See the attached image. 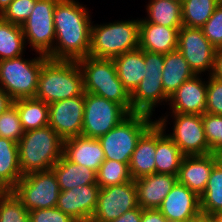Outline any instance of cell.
Returning <instances> with one entry per match:
<instances>
[{
  "instance_id": "1",
  "label": "cell",
  "mask_w": 222,
  "mask_h": 222,
  "mask_svg": "<svg viewBox=\"0 0 222 222\" xmlns=\"http://www.w3.org/2000/svg\"><path fill=\"white\" fill-rule=\"evenodd\" d=\"M91 15L77 0H59L53 15L55 42L47 55L52 60H78L89 56ZM56 44V45H55Z\"/></svg>"
},
{
  "instance_id": "2",
  "label": "cell",
  "mask_w": 222,
  "mask_h": 222,
  "mask_svg": "<svg viewBox=\"0 0 222 222\" xmlns=\"http://www.w3.org/2000/svg\"><path fill=\"white\" fill-rule=\"evenodd\" d=\"M85 96L83 77L77 61L47 59L38 78L35 98L47 104Z\"/></svg>"
},
{
  "instance_id": "3",
  "label": "cell",
  "mask_w": 222,
  "mask_h": 222,
  "mask_svg": "<svg viewBox=\"0 0 222 222\" xmlns=\"http://www.w3.org/2000/svg\"><path fill=\"white\" fill-rule=\"evenodd\" d=\"M64 139L49 125L25 131L18 142L19 167L21 174L45 171L63 155Z\"/></svg>"
},
{
  "instance_id": "4",
  "label": "cell",
  "mask_w": 222,
  "mask_h": 222,
  "mask_svg": "<svg viewBox=\"0 0 222 222\" xmlns=\"http://www.w3.org/2000/svg\"><path fill=\"white\" fill-rule=\"evenodd\" d=\"M76 61L82 73L84 92L118 103L132 113L131 94L118 78L113 59L86 56Z\"/></svg>"
},
{
  "instance_id": "5",
  "label": "cell",
  "mask_w": 222,
  "mask_h": 222,
  "mask_svg": "<svg viewBox=\"0 0 222 222\" xmlns=\"http://www.w3.org/2000/svg\"><path fill=\"white\" fill-rule=\"evenodd\" d=\"M139 18L91 26L89 56L114 59L139 48Z\"/></svg>"
},
{
  "instance_id": "6",
  "label": "cell",
  "mask_w": 222,
  "mask_h": 222,
  "mask_svg": "<svg viewBox=\"0 0 222 222\" xmlns=\"http://www.w3.org/2000/svg\"><path fill=\"white\" fill-rule=\"evenodd\" d=\"M152 116L130 113L113 129L98 138L105 160L129 165L132 154L141 136L156 122Z\"/></svg>"
},
{
  "instance_id": "7",
  "label": "cell",
  "mask_w": 222,
  "mask_h": 222,
  "mask_svg": "<svg viewBox=\"0 0 222 222\" xmlns=\"http://www.w3.org/2000/svg\"><path fill=\"white\" fill-rule=\"evenodd\" d=\"M47 59L39 53L31 60L23 59L22 55L0 60V87L13 101L35 97L42 64Z\"/></svg>"
},
{
  "instance_id": "8",
  "label": "cell",
  "mask_w": 222,
  "mask_h": 222,
  "mask_svg": "<svg viewBox=\"0 0 222 222\" xmlns=\"http://www.w3.org/2000/svg\"><path fill=\"white\" fill-rule=\"evenodd\" d=\"M144 61L146 66L143 79L131 93L132 113L152 116L158 104L169 100V96L163 89L161 78L164 54L144 50Z\"/></svg>"
},
{
  "instance_id": "9",
  "label": "cell",
  "mask_w": 222,
  "mask_h": 222,
  "mask_svg": "<svg viewBox=\"0 0 222 222\" xmlns=\"http://www.w3.org/2000/svg\"><path fill=\"white\" fill-rule=\"evenodd\" d=\"M12 191L30 212L56 207L60 188L53 170L49 169L23 175Z\"/></svg>"
},
{
  "instance_id": "10",
  "label": "cell",
  "mask_w": 222,
  "mask_h": 222,
  "mask_svg": "<svg viewBox=\"0 0 222 222\" xmlns=\"http://www.w3.org/2000/svg\"><path fill=\"white\" fill-rule=\"evenodd\" d=\"M129 114L122 105L85 92L81 135L98 139L118 125Z\"/></svg>"
},
{
  "instance_id": "11",
  "label": "cell",
  "mask_w": 222,
  "mask_h": 222,
  "mask_svg": "<svg viewBox=\"0 0 222 222\" xmlns=\"http://www.w3.org/2000/svg\"><path fill=\"white\" fill-rule=\"evenodd\" d=\"M59 0H37L30 17L21 25L25 43L38 54L48 55L54 48V9Z\"/></svg>"
},
{
  "instance_id": "12",
  "label": "cell",
  "mask_w": 222,
  "mask_h": 222,
  "mask_svg": "<svg viewBox=\"0 0 222 222\" xmlns=\"http://www.w3.org/2000/svg\"><path fill=\"white\" fill-rule=\"evenodd\" d=\"M177 50L184 56L195 75L206 71L209 75L212 74L216 48L204 36L201 28L182 26L179 30Z\"/></svg>"
},
{
  "instance_id": "13",
  "label": "cell",
  "mask_w": 222,
  "mask_h": 222,
  "mask_svg": "<svg viewBox=\"0 0 222 222\" xmlns=\"http://www.w3.org/2000/svg\"><path fill=\"white\" fill-rule=\"evenodd\" d=\"M138 207L135 181L100 188L97 206L90 222H109Z\"/></svg>"
},
{
  "instance_id": "14",
  "label": "cell",
  "mask_w": 222,
  "mask_h": 222,
  "mask_svg": "<svg viewBox=\"0 0 222 222\" xmlns=\"http://www.w3.org/2000/svg\"><path fill=\"white\" fill-rule=\"evenodd\" d=\"M174 126L172 134L167 135L180 148L184 156L207 155L211 153L208 145L202 115L172 113Z\"/></svg>"
},
{
  "instance_id": "15",
  "label": "cell",
  "mask_w": 222,
  "mask_h": 222,
  "mask_svg": "<svg viewBox=\"0 0 222 222\" xmlns=\"http://www.w3.org/2000/svg\"><path fill=\"white\" fill-rule=\"evenodd\" d=\"M85 96H76L49 105L48 125L63 139L81 135Z\"/></svg>"
},
{
  "instance_id": "16",
  "label": "cell",
  "mask_w": 222,
  "mask_h": 222,
  "mask_svg": "<svg viewBox=\"0 0 222 222\" xmlns=\"http://www.w3.org/2000/svg\"><path fill=\"white\" fill-rule=\"evenodd\" d=\"M100 187L89 184L60 191L56 208L76 222H90L95 212Z\"/></svg>"
},
{
  "instance_id": "17",
  "label": "cell",
  "mask_w": 222,
  "mask_h": 222,
  "mask_svg": "<svg viewBox=\"0 0 222 222\" xmlns=\"http://www.w3.org/2000/svg\"><path fill=\"white\" fill-rule=\"evenodd\" d=\"M199 77L201 75H194L171 94L168 100L171 113L191 115H202L205 113L207 81Z\"/></svg>"
},
{
  "instance_id": "18",
  "label": "cell",
  "mask_w": 222,
  "mask_h": 222,
  "mask_svg": "<svg viewBox=\"0 0 222 222\" xmlns=\"http://www.w3.org/2000/svg\"><path fill=\"white\" fill-rule=\"evenodd\" d=\"M158 210L168 222L189 220L201 213L200 197L177 181Z\"/></svg>"
},
{
  "instance_id": "19",
  "label": "cell",
  "mask_w": 222,
  "mask_h": 222,
  "mask_svg": "<svg viewBox=\"0 0 222 222\" xmlns=\"http://www.w3.org/2000/svg\"><path fill=\"white\" fill-rule=\"evenodd\" d=\"M216 163L214 153L184 156L177 180L200 197L206 189L211 171Z\"/></svg>"
},
{
  "instance_id": "20",
  "label": "cell",
  "mask_w": 222,
  "mask_h": 222,
  "mask_svg": "<svg viewBox=\"0 0 222 222\" xmlns=\"http://www.w3.org/2000/svg\"><path fill=\"white\" fill-rule=\"evenodd\" d=\"M134 181L138 206L141 209H158L178 180L175 175L154 173Z\"/></svg>"
},
{
  "instance_id": "21",
  "label": "cell",
  "mask_w": 222,
  "mask_h": 222,
  "mask_svg": "<svg viewBox=\"0 0 222 222\" xmlns=\"http://www.w3.org/2000/svg\"><path fill=\"white\" fill-rule=\"evenodd\" d=\"M63 155L69 161L90 168L95 172H98L105 161L100 141L83 135L64 139Z\"/></svg>"
},
{
  "instance_id": "22",
  "label": "cell",
  "mask_w": 222,
  "mask_h": 222,
  "mask_svg": "<svg viewBox=\"0 0 222 222\" xmlns=\"http://www.w3.org/2000/svg\"><path fill=\"white\" fill-rule=\"evenodd\" d=\"M167 117L156 119V173L177 176L184 155L166 134Z\"/></svg>"
},
{
  "instance_id": "23",
  "label": "cell",
  "mask_w": 222,
  "mask_h": 222,
  "mask_svg": "<svg viewBox=\"0 0 222 222\" xmlns=\"http://www.w3.org/2000/svg\"><path fill=\"white\" fill-rule=\"evenodd\" d=\"M180 28L149 22L139 24V48L152 53L167 54L177 50Z\"/></svg>"
},
{
  "instance_id": "24",
  "label": "cell",
  "mask_w": 222,
  "mask_h": 222,
  "mask_svg": "<svg viewBox=\"0 0 222 222\" xmlns=\"http://www.w3.org/2000/svg\"><path fill=\"white\" fill-rule=\"evenodd\" d=\"M156 122L141 136L132 154L129 170L133 180L156 173Z\"/></svg>"
},
{
  "instance_id": "25",
  "label": "cell",
  "mask_w": 222,
  "mask_h": 222,
  "mask_svg": "<svg viewBox=\"0 0 222 222\" xmlns=\"http://www.w3.org/2000/svg\"><path fill=\"white\" fill-rule=\"evenodd\" d=\"M51 169L56 176L60 191L97 184V172L69 161L64 155L61 156Z\"/></svg>"
},
{
  "instance_id": "26",
  "label": "cell",
  "mask_w": 222,
  "mask_h": 222,
  "mask_svg": "<svg viewBox=\"0 0 222 222\" xmlns=\"http://www.w3.org/2000/svg\"><path fill=\"white\" fill-rule=\"evenodd\" d=\"M118 78L131 94L141 82L145 72L144 50L137 48L114 59Z\"/></svg>"
},
{
  "instance_id": "27",
  "label": "cell",
  "mask_w": 222,
  "mask_h": 222,
  "mask_svg": "<svg viewBox=\"0 0 222 222\" xmlns=\"http://www.w3.org/2000/svg\"><path fill=\"white\" fill-rule=\"evenodd\" d=\"M22 177L18 143L0 137V191L12 190Z\"/></svg>"
},
{
  "instance_id": "28",
  "label": "cell",
  "mask_w": 222,
  "mask_h": 222,
  "mask_svg": "<svg viewBox=\"0 0 222 222\" xmlns=\"http://www.w3.org/2000/svg\"><path fill=\"white\" fill-rule=\"evenodd\" d=\"M162 84L165 93L170 97L181 84L191 79L195 73L190 69L184 56L178 51L164 54Z\"/></svg>"
},
{
  "instance_id": "29",
  "label": "cell",
  "mask_w": 222,
  "mask_h": 222,
  "mask_svg": "<svg viewBox=\"0 0 222 222\" xmlns=\"http://www.w3.org/2000/svg\"><path fill=\"white\" fill-rule=\"evenodd\" d=\"M147 17L140 22H149L170 28H181L182 3L179 0H150L146 6Z\"/></svg>"
},
{
  "instance_id": "30",
  "label": "cell",
  "mask_w": 222,
  "mask_h": 222,
  "mask_svg": "<svg viewBox=\"0 0 222 222\" xmlns=\"http://www.w3.org/2000/svg\"><path fill=\"white\" fill-rule=\"evenodd\" d=\"M13 104L17 107L24 131L48 126L49 105L44 101L33 97L15 100Z\"/></svg>"
},
{
  "instance_id": "31",
  "label": "cell",
  "mask_w": 222,
  "mask_h": 222,
  "mask_svg": "<svg viewBox=\"0 0 222 222\" xmlns=\"http://www.w3.org/2000/svg\"><path fill=\"white\" fill-rule=\"evenodd\" d=\"M26 44L22 27L0 17V60L23 55Z\"/></svg>"
},
{
  "instance_id": "32",
  "label": "cell",
  "mask_w": 222,
  "mask_h": 222,
  "mask_svg": "<svg viewBox=\"0 0 222 222\" xmlns=\"http://www.w3.org/2000/svg\"><path fill=\"white\" fill-rule=\"evenodd\" d=\"M182 24L189 28H201L212 16L219 0H181Z\"/></svg>"
},
{
  "instance_id": "33",
  "label": "cell",
  "mask_w": 222,
  "mask_h": 222,
  "mask_svg": "<svg viewBox=\"0 0 222 222\" xmlns=\"http://www.w3.org/2000/svg\"><path fill=\"white\" fill-rule=\"evenodd\" d=\"M201 212L212 215L222 212V166L217 162L210 174L204 193L200 196Z\"/></svg>"
},
{
  "instance_id": "34",
  "label": "cell",
  "mask_w": 222,
  "mask_h": 222,
  "mask_svg": "<svg viewBox=\"0 0 222 222\" xmlns=\"http://www.w3.org/2000/svg\"><path fill=\"white\" fill-rule=\"evenodd\" d=\"M129 165L118 161L105 160L97 172V184L107 188L132 181Z\"/></svg>"
},
{
  "instance_id": "35",
  "label": "cell",
  "mask_w": 222,
  "mask_h": 222,
  "mask_svg": "<svg viewBox=\"0 0 222 222\" xmlns=\"http://www.w3.org/2000/svg\"><path fill=\"white\" fill-rule=\"evenodd\" d=\"M0 222H29V211L12 190L0 191Z\"/></svg>"
},
{
  "instance_id": "36",
  "label": "cell",
  "mask_w": 222,
  "mask_h": 222,
  "mask_svg": "<svg viewBox=\"0 0 222 222\" xmlns=\"http://www.w3.org/2000/svg\"><path fill=\"white\" fill-rule=\"evenodd\" d=\"M24 132L17 107L12 104L0 114V137L18 143Z\"/></svg>"
},
{
  "instance_id": "37",
  "label": "cell",
  "mask_w": 222,
  "mask_h": 222,
  "mask_svg": "<svg viewBox=\"0 0 222 222\" xmlns=\"http://www.w3.org/2000/svg\"><path fill=\"white\" fill-rule=\"evenodd\" d=\"M202 122L211 153H215L222 147V115L205 112L202 114Z\"/></svg>"
},
{
  "instance_id": "38",
  "label": "cell",
  "mask_w": 222,
  "mask_h": 222,
  "mask_svg": "<svg viewBox=\"0 0 222 222\" xmlns=\"http://www.w3.org/2000/svg\"><path fill=\"white\" fill-rule=\"evenodd\" d=\"M37 0H13L0 17L12 24L22 25L31 15Z\"/></svg>"
},
{
  "instance_id": "39",
  "label": "cell",
  "mask_w": 222,
  "mask_h": 222,
  "mask_svg": "<svg viewBox=\"0 0 222 222\" xmlns=\"http://www.w3.org/2000/svg\"><path fill=\"white\" fill-rule=\"evenodd\" d=\"M204 36L216 48H222V2H220L212 16L201 27Z\"/></svg>"
},
{
  "instance_id": "40",
  "label": "cell",
  "mask_w": 222,
  "mask_h": 222,
  "mask_svg": "<svg viewBox=\"0 0 222 222\" xmlns=\"http://www.w3.org/2000/svg\"><path fill=\"white\" fill-rule=\"evenodd\" d=\"M207 79L205 112L222 115V81L212 75H209Z\"/></svg>"
},
{
  "instance_id": "41",
  "label": "cell",
  "mask_w": 222,
  "mask_h": 222,
  "mask_svg": "<svg viewBox=\"0 0 222 222\" xmlns=\"http://www.w3.org/2000/svg\"><path fill=\"white\" fill-rule=\"evenodd\" d=\"M29 221L30 222H76L69 215L63 213L60 209L56 207L30 211Z\"/></svg>"
},
{
  "instance_id": "42",
  "label": "cell",
  "mask_w": 222,
  "mask_h": 222,
  "mask_svg": "<svg viewBox=\"0 0 222 222\" xmlns=\"http://www.w3.org/2000/svg\"><path fill=\"white\" fill-rule=\"evenodd\" d=\"M141 222H168L158 209H142Z\"/></svg>"
},
{
  "instance_id": "43",
  "label": "cell",
  "mask_w": 222,
  "mask_h": 222,
  "mask_svg": "<svg viewBox=\"0 0 222 222\" xmlns=\"http://www.w3.org/2000/svg\"><path fill=\"white\" fill-rule=\"evenodd\" d=\"M142 209L138 206L135 209L123 213L119 218L109 222H141Z\"/></svg>"
},
{
  "instance_id": "44",
  "label": "cell",
  "mask_w": 222,
  "mask_h": 222,
  "mask_svg": "<svg viewBox=\"0 0 222 222\" xmlns=\"http://www.w3.org/2000/svg\"><path fill=\"white\" fill-rule=\"evenodd\" d=\"M211 75L222 81V48L215 51L214 68Z\"/></svg>"
},
{
  "instance_id": "45",
  "label": "cell",
  "mask_w": 222,
  "mask_h": 222,
  "mask_svg": "<svg viewBox=\"0 0 222 222\" xmlns=\"http://www.w3.org/2000/svg\"><path fill=\"white\" fill-rule=\"evenodd\" d=\"M13 104L11 97L0 87V114Z\"/></svg>"
},
{
  "instance_id": "46",
  "label": "cell",
  "mask_w": 222,
  "mask_h": 222,
  "mask_svg": "<svg viewBox=\"0 0 222 222\" xmlns=\"http://www.w3.org/2000/svg\"><path fill=\"white\" fill-rule=\"evenodd\" d=\"M188 222H212V221L210 215L201 212L197 216L189 219Z\"/></svg>"
},
{
  "instance_id": "47",
  "label": "cell",
  "mask_w": 222,
  "mask_h": 222,
  "mask_svg": "<svg viewBox=\"0 0 222 222\" xmlns=\"http://www.w3.org/2000/svg\"><path fill=\"white\" fill-rule=\"evenodd\" d=\"M13 0H0V14L6 9Z\"/></svg>"
},
{
  "instance_id": "48",
  "label": "cell",
  "mask_w": 222,
  "mask_h": 222,
  "mask_svg": "<svg viewBox=\"0 0 222 222\" xmlns=\"http://www.w3.org/2000/svg\"><path fill=\"white\" fill-rule=\"evenodd\" d=\"M212 222H222V212L210 215Z\"/></svg>"
},
{
  "instance_id": "49",
  "label": "cell",
  "mask_w": 222,
  "mask_h": 222,
  "mask_svg": "<svg viewBox=\"0 0 222 222\" xmlns=\"http://www.w3.org/2000/svg\"><path fill=\"white\" fill-rule=\"evenodd\" d=\"M217 162L222 166V147L218 149L215 153Z\"/></svg>"
},
{
  "instance_id": "50",
  "label": "cell",
  "mask_w": 222,
  "mask_h": 222,
  "mask_svg": "<svg viewBox=\"0 0 222 222\" xmlns=\"http://www.w3.org/2000/svg\"><path fill=\"white\" fill-rule=\"evenodd\" d=\"M172 222H188V220H184V221H172Z\"/></svg>"
}]
</instances>
